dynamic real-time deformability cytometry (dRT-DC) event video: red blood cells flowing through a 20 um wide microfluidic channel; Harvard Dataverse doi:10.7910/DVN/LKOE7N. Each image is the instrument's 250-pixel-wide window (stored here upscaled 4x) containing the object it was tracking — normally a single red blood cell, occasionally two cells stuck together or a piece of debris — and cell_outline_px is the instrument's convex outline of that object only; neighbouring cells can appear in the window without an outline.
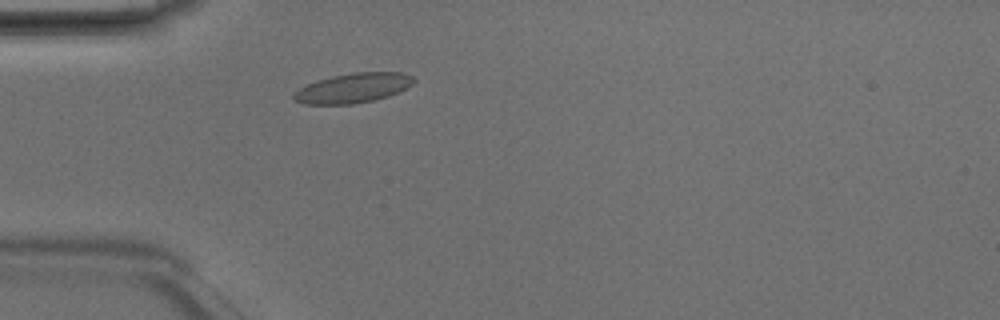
{"species": "Egyptian fruit bat (a non-hibernating species)", "species_latin": "Rousettus aegyptiacus", "temperature_condition": "room temperature", "stored_images_in_passage": 2, "camera_frame_rate_fps": 3000, "um_per_image_px": 0.085, "animal": {"sex": "male"}, "frame": {"image": 1, "passage_image": 2, "time_ms": 0.333, "image_size_px": [1000, 320], "cell_outline_px": [[416, 80], [412, 84], [388, 96], [372, 100], [352, 104], [304, 104], [296, 100], [292, 96], [292, 92], [316, 80], [332, 76], [356, 72], [404, 72], [412, 76]], "centroid_in_image_um": [29.99, 7.47], "position_along_channel_um": 55.0, "area_um2": 20.58}}